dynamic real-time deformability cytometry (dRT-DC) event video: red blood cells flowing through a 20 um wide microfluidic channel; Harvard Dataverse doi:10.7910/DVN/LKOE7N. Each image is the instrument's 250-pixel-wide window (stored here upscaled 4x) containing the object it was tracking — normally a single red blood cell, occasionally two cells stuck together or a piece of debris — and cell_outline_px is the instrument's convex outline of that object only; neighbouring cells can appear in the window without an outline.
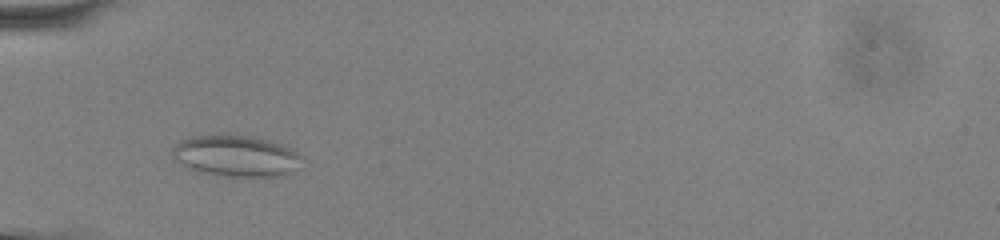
{"species": "common noctule bat (a hibernating species)", "species_latin": "Nyctalus noctula", "temperature_condition": "cold", "stored_images_in_passage": 45, "camera_frame_rate_fps": 3000, "um_per_image_px": 0.085, "animal": {"sex": "male", "body_mass_g": 13.0, "forearm_length_mm": 53.1}, "frame": {"image": 1, "passage_image": 10, "time_ms": 3.0, "image_size_px": [1000, 240], "cell_outline_px": [[304, 160], [296, 172], [284, 176], [216, 176], [196, 172], [180, 164], [172, 156], [172, 148], [180, 140], [188, 136], [224, 132], [252, 136], [272, 140], [296, 152]], "centroid_in_image_um": [20.04, 13.23], "position_along_channel_um": 65.0, "area_um2": 32.43}}
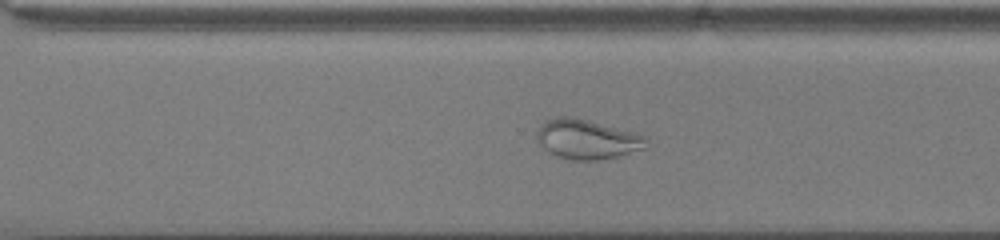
{"frame": {"image": 2, "passage_image": 30, "time_ms": 9.667, "image_size_px": [1000, 240], "cell_outline_px": [[648, 148], [616, 156], [596, 160], [572, 160], [556, 156], [548, 152], [536, 140], [536, 132], [544, 120], [560, 116], [568, 116], [588, 120], [632, 132], [644, 136], [648, 140]], "centroid_in_image_um": [49.86, 11.84], "position_along_channel_um": 320.7, "area_um2": 25.2}}
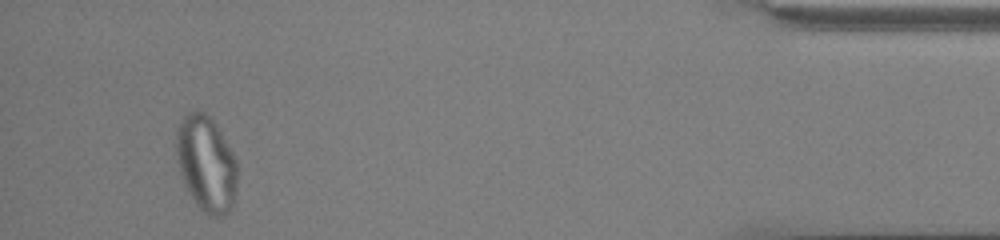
{"frame": {"image": 3, "passage_image": 42, "time_ms": 13.667, "image_size_px": [1000, 240], "cell_outline_px": [[236, 192], [232, 204], [228, 212], [220, 216], [208, 216], [196, 204], [184, 184], [180, 172], [176, 152], [176, 128], [184, 116], [188, 112], [196, 108], [204, 112], [216, 124], [232, 152], [236, 160]], "centroid_in_image_um": [17.51, 13.89], "position_along_channel_um": 417.7, "area_um2": 33.93}}